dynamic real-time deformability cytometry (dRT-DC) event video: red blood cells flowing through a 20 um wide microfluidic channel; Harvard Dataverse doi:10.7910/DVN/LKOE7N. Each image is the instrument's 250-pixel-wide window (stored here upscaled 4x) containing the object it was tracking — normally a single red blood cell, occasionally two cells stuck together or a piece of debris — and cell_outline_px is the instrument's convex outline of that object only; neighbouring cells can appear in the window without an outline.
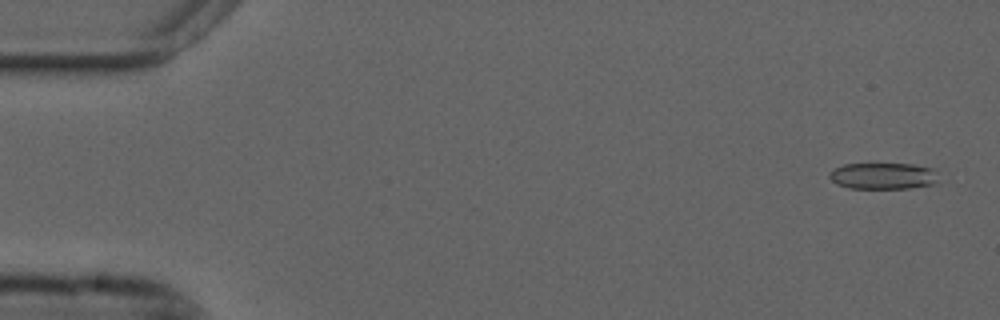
{"species": "common noctule bat (a hibernating species)", "species_latin": "Nyctalus noctula", "temperature_condition": "cold", "stored_images_in_passage": 27, "camera_frame_rate_fps": 3000, "um_per_image_px": 0.085, "animal": {"sex": "male", "forearm_length_mm": 52.5}, "frame": {"image": 1, "passage_image": 2, "time_ms": 0.333, "image_size_px": [1000, 320], "cell_outline_px": [[936, 184], [908, 188], [852, 188], [836, 184], [828, 176], [836, 168], [844, 164], [912, 164], [936, 168]], "centroid_in_image_um": [75.11, 14.95], "position_along_channel_um": 9.9, "area_um2": 16.7}}
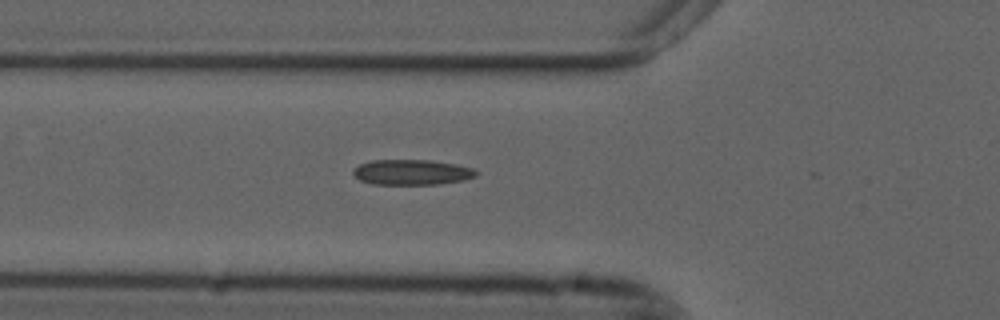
{"frame": {"image": 2, "passage_image": 19, "time_ms": 6.0, "image_size_px": [1000, 320], "cell_outline_px": [[480, 172], [476, 176], [464, 180], [440, 184], [372, 184], [360, 180], [352, 172], [360, 164], [372, 160], [428, 160], [456, 164], [472, 168]], "centroid_in_image_um": [35.04, 14.64], "position_along_channel_um": 90.8, "area_um2": 18.09}}
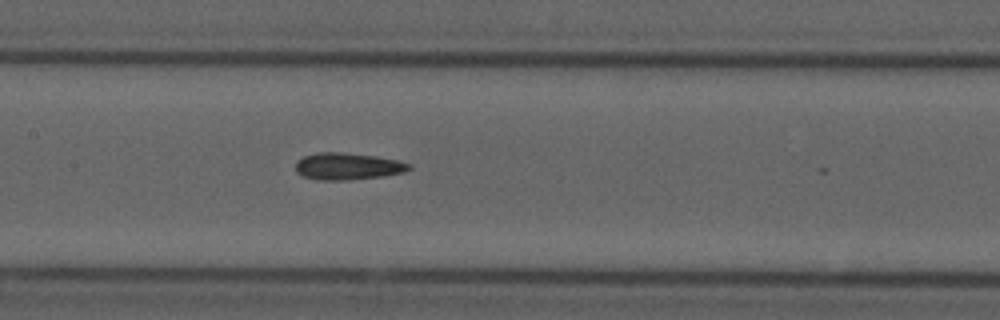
{"frame": {"image": 3, "passage_image": 26, "time_ms": 8.333, "image_size_px": [1000, 320], "cell_outline_px": [[412, 168], [404, 172], [384, 176], [348, 180], [316, 180], [304, 176], [296, 172], [296, 160], [304, 156], [320, 152], [340, 152], [376, 156], [400, 160], [412, 164]], "centroid_in_image_um": [29.58, 14.13], "position_along_channel_um": 177.8, "area_um2": 17.98}}